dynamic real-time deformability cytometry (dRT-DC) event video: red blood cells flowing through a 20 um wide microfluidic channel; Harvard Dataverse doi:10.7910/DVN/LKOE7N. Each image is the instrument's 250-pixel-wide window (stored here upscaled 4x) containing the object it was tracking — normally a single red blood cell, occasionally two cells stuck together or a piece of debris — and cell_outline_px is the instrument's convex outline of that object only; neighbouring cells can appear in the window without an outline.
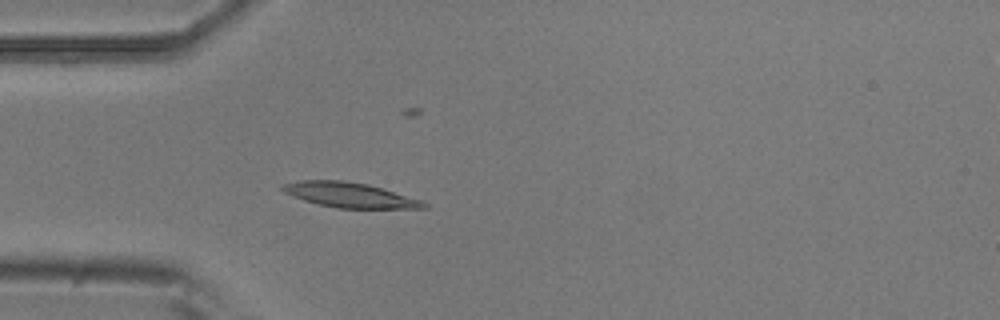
{"species": "common noctule bat (a hibernating species)", "species_latin": "Nyctalus noctula", "temperature_condition": "room temperature", "stored_images_in_passage": 6, "camera_frame_rate_fps": 3000, "um_per_image_px": 0.085, "animal": {"sex": "male", "body_mass_g": 20.5, "forearm_length_mm": 52.5}, "frame": {"image": 1, "passage_image": 5, "time_ms": 5.0, "image_size_px": [1000, 320], "cell_outline_px": [[428, 208], [336, 208], [304, 200], [284, 192], [280, 188], [280, 184], [300, 180], [340, 180], [368, 184], [420, 200], [428, 204]], "centroid_in_image_um": [29.68, 16.57], "position_along_channel_um": 55.3, "area_um2": 20.29}}